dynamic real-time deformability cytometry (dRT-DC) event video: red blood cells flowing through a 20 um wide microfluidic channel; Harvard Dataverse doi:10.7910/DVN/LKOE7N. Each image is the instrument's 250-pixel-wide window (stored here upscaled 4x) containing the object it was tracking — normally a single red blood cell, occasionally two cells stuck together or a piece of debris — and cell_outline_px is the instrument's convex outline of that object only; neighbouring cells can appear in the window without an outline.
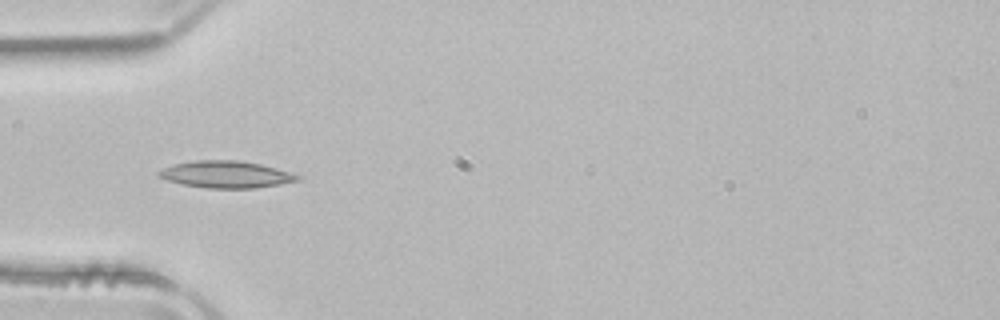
{"species": "common noctule bat (a hibernating species)", "species_latin": "Nyctalus noctula", "temperature_condition": "room temperature", "stored_images_in_passage": 36, "camera_frame_rate_fps": 3000, "um_per_image_px": 0.085, "animal": {"sex": "male", "body_mass_g": 21.5, "forearm_length_mm": 52.0}, "frame": {"image": 1, "passage_image": 1, "time_ms": 0.0, "image_size_px": [1000, 320], "cell_outline_px": [[300, 180], [256, 188], [208, 188], [184, 184], [168, 180], [160, 176], [156, 172], [172, 164], [196, 160], [240, 160], [260, 164], [292, 172], [300, 176]], "centroid_in_image_um": [19.23, 14.81], "position_along_channel_um": 65.8, "area_um2": 21.62}}
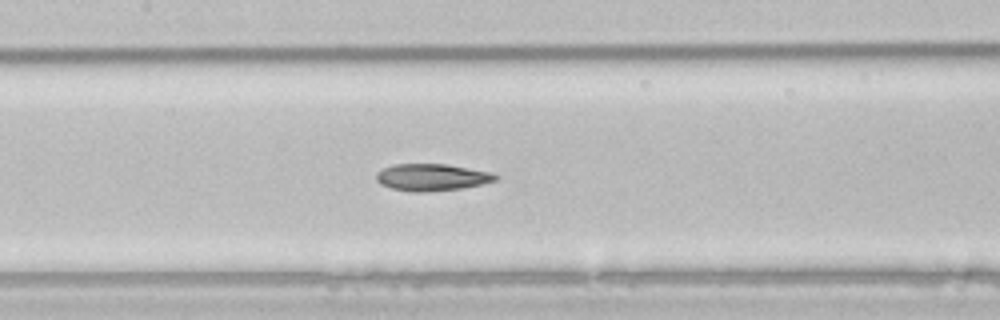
{"frame": {"image": 2, "passage_image": 9, "time_ms": 2.667, "image_size_px": [1000, 320], "cell_outline_px": [[500, 176], [496, 180], [464, 188], [424, 192], [408, 192], [392, 188], [380, 184], [376, 180], [376, 172], [384, 168], [396, 164], [448, 164], [492, 172]], "centroid_in_image_um": [36.71, 15.07], "position_along_channel_um": 170.7, "area_um2": 18.84}}
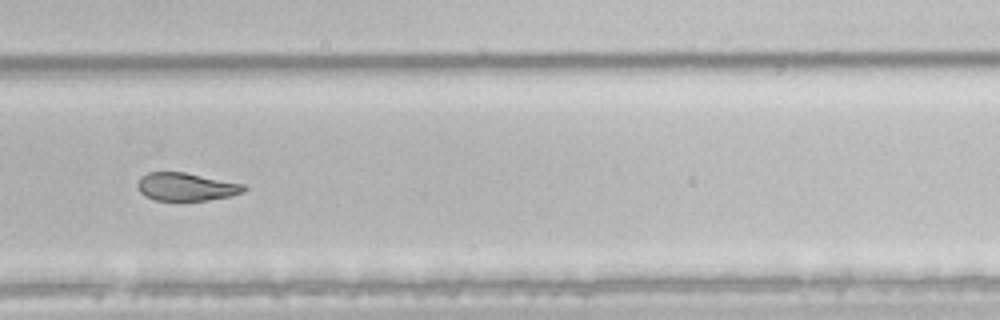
{"frame": {"image": 3, "passage_image": 20, "time_ms": 6.333, "image_size_px": [1000, 320], "cell_outline_px": [[248, 188], [244, 192], [232, 196], [208, 200], [156, 200], [144, 196], [136, 188], [136, 184], [140, 176], [148, 172], [184, 172], [244, 184]], "centroid_in_image_um": [15.81, 15.87], "position_along_channel_um": 314.0, "area_um2": 17.51}, "authors_computed_cell_mechanics": {"area_um2": 19.0162, "velocity_mm_per_s": 3.9372, "shape_relaxation_time_tau1_ms": 4.7455, "shape_relaxation_time_tau2_ms": 3.8922, "deformation_change_tau1": 0.1399, "deformation_change_tau2": 0.1041}}